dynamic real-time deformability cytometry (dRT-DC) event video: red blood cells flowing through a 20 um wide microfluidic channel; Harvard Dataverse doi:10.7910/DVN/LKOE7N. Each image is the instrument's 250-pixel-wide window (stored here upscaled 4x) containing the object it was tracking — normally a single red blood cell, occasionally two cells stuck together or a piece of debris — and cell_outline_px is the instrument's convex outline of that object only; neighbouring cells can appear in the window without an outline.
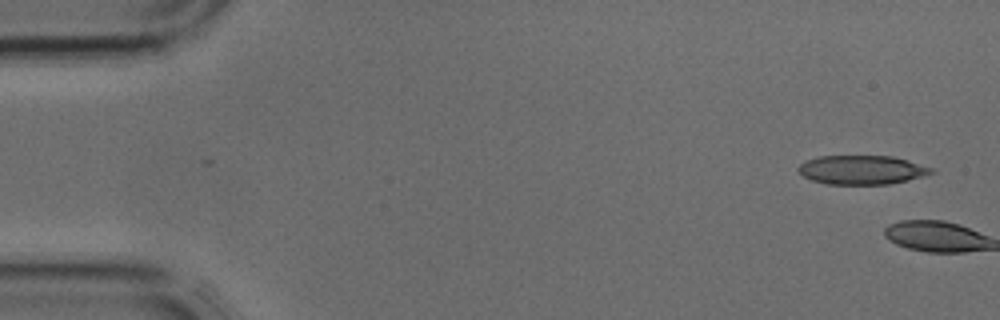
{"species": "common noctule bat (a hibernating species)", "species_latin": "Nyctalus noctula", "temperature_condition": "cold", "stored_images_in_passage": 4, "camera_frame_rate_fps": 3000, "um_per_image_px": 0.085, "animal": {"sex": "male", "body_mass_g": 17.9, "forearm_length_mm": 54.2}, "frame": {"image": 1, "passage_image": 1, "time_ms": 0.0, "image_size_px": [1000, 320], "cell_outline_px": [[932, 172], [924, 176], [908, 180], [888, 184], [828, 184], [812, 180], [804, 176], [796, 168], [800, 164], [808, 160], [820, 156], [892, 156], [908, 160], [932, 168]], "centroid_in_image_um": [73.25, 14.44], "position_along_channel_um": 11.8, "area_um2": 22.25}}
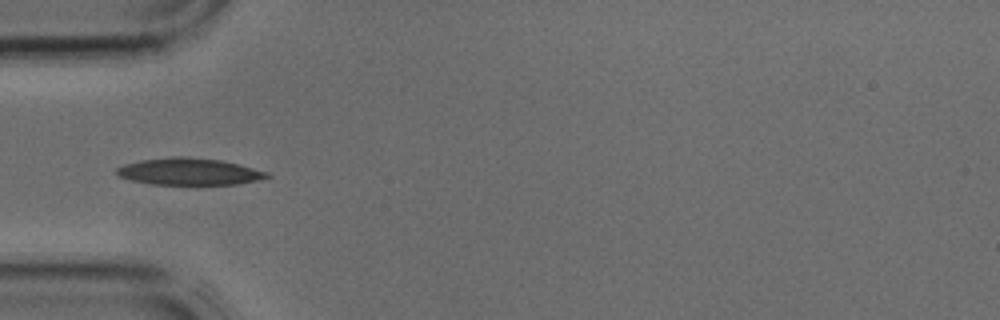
{"frame": {"image": 2, "passage_image": 4, "time_ms": 1.0, "image_size_px": [1000, 320], "cell_outline_px": [[272, 176], [260, 180], [236, 184], [152, 184], [132, 180], [120, 176], [116, 172], [116, 168], [124, 164], [140, 160], [172, 156], [184, 156], [220, 160], [268, 172]], "centroid_in_image_um": [16.07, 14.58], "position_along_channel_um": 68.9, "area_um2": 23.35}}